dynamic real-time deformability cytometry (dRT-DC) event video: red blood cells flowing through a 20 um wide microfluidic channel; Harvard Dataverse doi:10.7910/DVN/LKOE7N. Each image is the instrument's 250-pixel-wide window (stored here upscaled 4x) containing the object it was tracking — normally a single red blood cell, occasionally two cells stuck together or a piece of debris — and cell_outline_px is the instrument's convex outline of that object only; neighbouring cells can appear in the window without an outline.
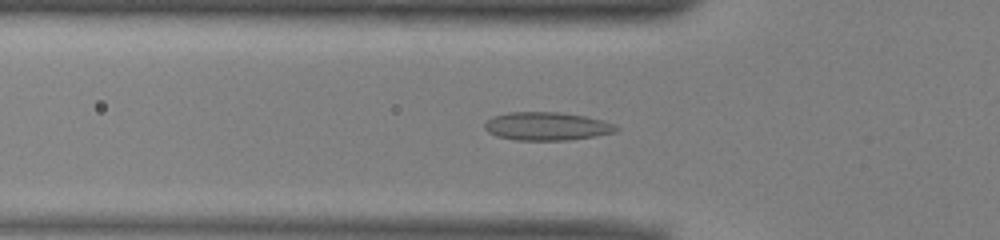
{"species": "common noctule bat (a hibernating species)", "species_latin": "Nyctalus noctula", "temperature_condition": "warm", "stored_images_in_passage": 50, "camera_frame_rate_fps": 3000, "um_per_image_px": 0.085, "animal": {"sex": "male", "body_mass_g": 13.0, "forearm_length_mm": 53.1}, "frame": {"image": 1, "passage_image": 16, "time_ms": 5.0, "image_size_px": [1000, 240], "cell_outline_px": [[620, 128], [616, 132], [596, 136], [568, 140], [516, 140], [496, 136], [488, 132], [484, 128], [484, 124], [492, 116], [508, 112], [560, 112], [584, 116], [616, 124]], "centroid_in_image_um": [46.48, 10.73], "position_along_channel_um": 79.3, "area_um2": 21.73}}
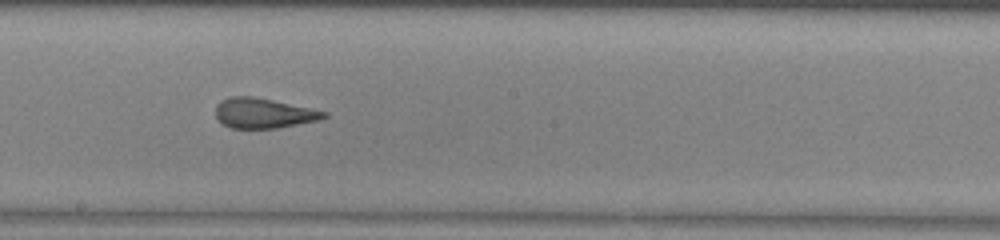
{"frame": {"image": 2, "passage_image": 27, "time_ms": 8.667, "image_size_px": [1000, 240], "cell_outline_px": [[328, 116], [316, 120], [276, 128], [232, 128], [224, 124], [216, 116], [216, 104], [220, 100], [228, 96], [252, 96], [272, 100], [328, 112]], "centroid_in_image_um": [22.35, 9.6], "position_along_channel_um": 225.8, "area_um2": 18.67}}
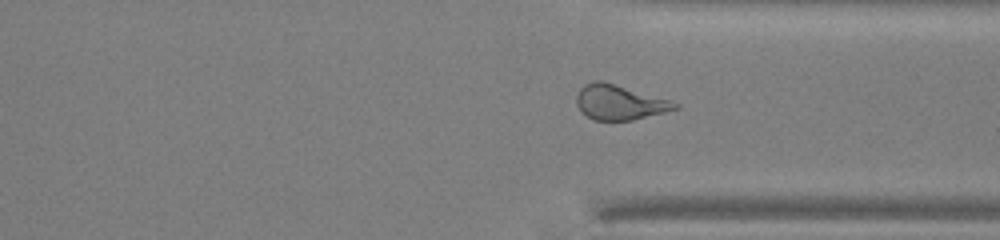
{"frame": {"image": 3, "passage_image": 37, "time_ms": 12.0, "image_size_px": [1000, 240], "cell_outline_px": [[680, 108], [632, 120], [592, 120], [580, 112], [576, 104], [576, 96], [580, 88], [584, 84], [592, 80], [604, 80], [668, 100], [680, 104]], "centroid_in_image_um": [52.59, 8.69], "position_along_channel_um": 358.8, "area_um2": 20.11}, "authors_computed_cell_mechanics": {"area_um2": 20.9236, "velocity_mm_per_s": 3.9845, "shape_relaxation_time_tau1_ms": 9.9084, "shape_relaxation_time_tau2_ms": 1.5383, "deformation_change_tau1": 0.2716, "deformation_change_tau2": 0.0853}}